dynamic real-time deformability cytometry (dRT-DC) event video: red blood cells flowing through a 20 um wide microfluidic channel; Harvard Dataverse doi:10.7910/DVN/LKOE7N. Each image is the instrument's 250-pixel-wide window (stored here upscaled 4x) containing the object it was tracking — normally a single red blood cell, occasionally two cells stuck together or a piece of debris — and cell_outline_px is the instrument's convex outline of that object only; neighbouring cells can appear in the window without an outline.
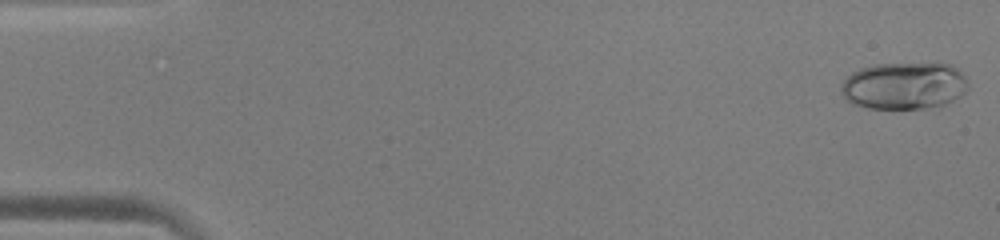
{"species": "human", "species_latin": "Homo sapiens", "temperature_condition": "warm", "stored_images_in_passage": 52, "camera_frame_rate_fps": 3000, "um_per_image_px": 0.085, "donor": {"sex": "male"}, "frame": {"image": 1, "passage_image": 1, "time_ms": 0.0, "image_size_px": [1000, 240], "cell_outline_px": [[968, 88], [960, 96], [944, 104], [924, 108], [868, 108], [852, 104], [844, 100], [840, 92], [840, 84], [852, 72], [860, 68], [872, 64], [952, 64], [968, 80]], "centroid_in_image_um": [76.8, 7.29], "position_along_channel_um": 8.2, "area_um2": 34.97}}
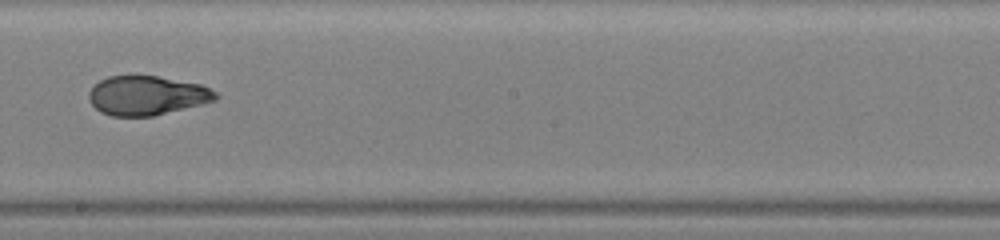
{"frame": {"image": 2, "passage_image": 30, "time_ms": 9.667, "image_size_px": [1000, 240], "cell_outline_px": [[220, 96], [216, 100], [152, 116], [112, 116], [100, 112], [92, 104], [88, 96], [88, 92], [100, 80], [108, 76], [156, 76], [200, 84], [216, 92]], "centroid_in_image_um": [12.47, 8.12], "position_along_channel_um": 235.7, "area_um2": 28.67}}
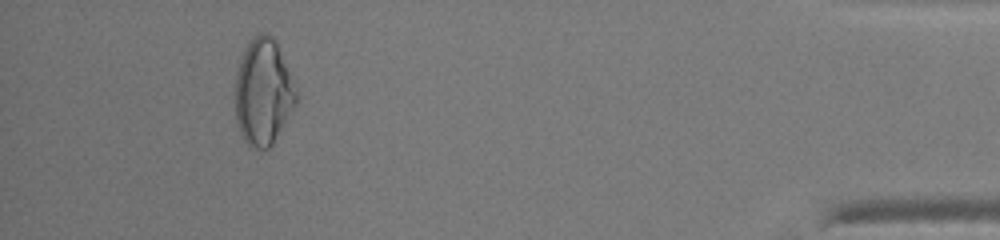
{"frame": {"image": 3, "passage_image": 48, "time_ms": 15.667, "image_size_px": [1000, 240], "cell_outline_px": [[300, 96], [296, 104], [272, 144], [268, 148], [252, 148], [244, 140], [236, 124], [236, 72], [244, 48], [260, 32], [264, 32], [272, 36], [276, 40]], "centroid_in_image_um": [22.39, 7.81], "position_along_channel_um": 412.8, "area_um2": 37.8}, "authors_computed_cell_mechanics": {"area_um2": 31.4721, "velocity_mm_per_s": 3.9842, "shape_relaxation_time_tau1_ms": 7.5787, "shape_relaxation_time_tau2_ms": 0.9522, "deformation_change_tau1": 0.2863, "deformation_change_tau2": 0.0474}}